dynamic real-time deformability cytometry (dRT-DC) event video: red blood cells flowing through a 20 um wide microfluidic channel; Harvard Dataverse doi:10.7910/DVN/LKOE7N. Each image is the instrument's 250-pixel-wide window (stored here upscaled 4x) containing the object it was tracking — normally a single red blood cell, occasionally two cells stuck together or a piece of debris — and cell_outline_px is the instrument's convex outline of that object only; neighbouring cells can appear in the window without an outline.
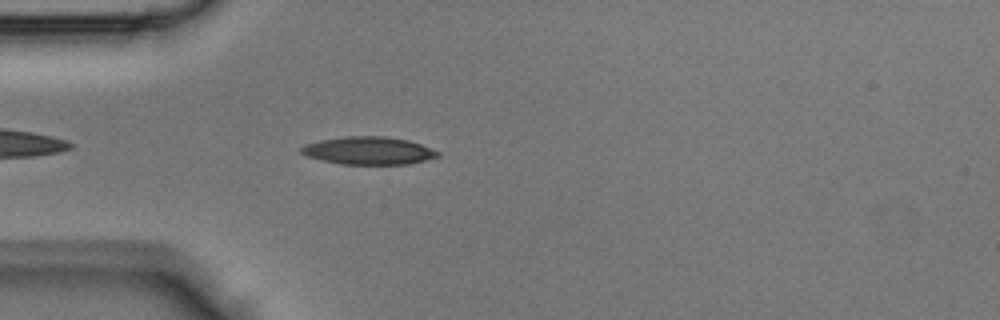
{"species": "Egyptian fruit bat (a non-hibernating species)", "species_latin": "Rousettus aegyptiacus", "temperature_condition": "room temperature", "stored_images_in_passage": 34, "camera_frame_rate_fps": 3000, "um_per_image_px": 0.085, "animal": {"sex": "male"}, "frame": {"image": 1, "passage_image": 3, "time_ms": 0.667, "image_size_px": [1000, 320], "cell_outline_px": [[440, 156], [408, 164], [340, 164], [308, 156], [300, 152], [300, 148], [304, 144], [320, 140], [344, 136], [384, 136], [408, 140], [420, 144], [440, 152]], "centroid_in_image_um": [31.32, 12.8], "position_along_channel_um": 53.7, "area_um2": 21.96}}
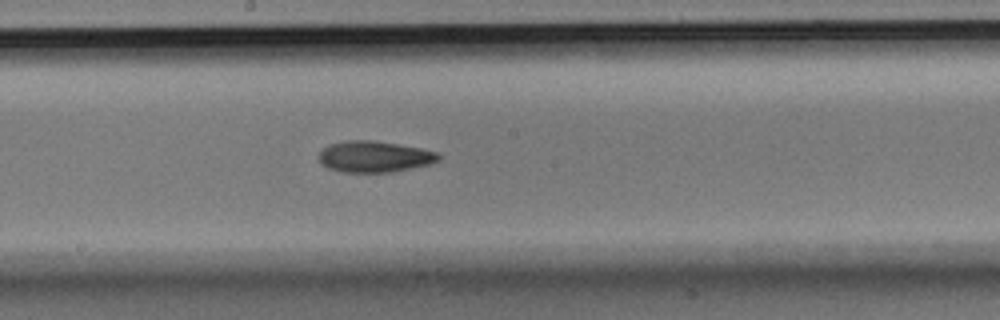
{"frame": {"image": 2, "passage_image": 14, "time_ms": 4.333, "image_size_px": [1000, 320], "cell_outline_px": [[440, 160], [428, 164], [392, 172], [344, 172], [328, 168], [320, 164], [316, 156], [328, 144], [348, 140], [372, 140], [420, 148], [440, 152]], "centroid_in_image_um": [31.79, 13.31], "position_along_channel_um": 216.4, "area_um2": 21.85}}
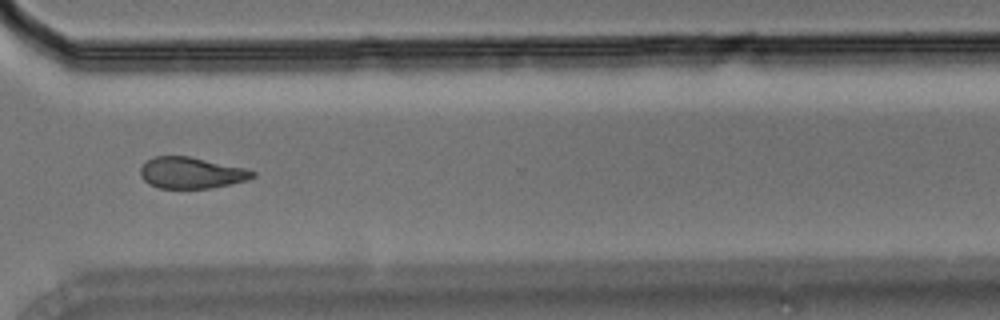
{"frame": {"image": 3, "passage_image": 23, "time_ms": 7.333, "image_size_px": [1000, 320], "cell_outline_px": [[256, 176], [248, 180], [208, 188], [160, 188], [148, 184], [140, 176], [140, 168], [148, 160], [156, 156], [188, 156], [244, 168], [256, 172]], "centroid_in_image_um": [16.24, 14.69], "position_along_channel_um": 354.4, "area_um2": 20.23}}